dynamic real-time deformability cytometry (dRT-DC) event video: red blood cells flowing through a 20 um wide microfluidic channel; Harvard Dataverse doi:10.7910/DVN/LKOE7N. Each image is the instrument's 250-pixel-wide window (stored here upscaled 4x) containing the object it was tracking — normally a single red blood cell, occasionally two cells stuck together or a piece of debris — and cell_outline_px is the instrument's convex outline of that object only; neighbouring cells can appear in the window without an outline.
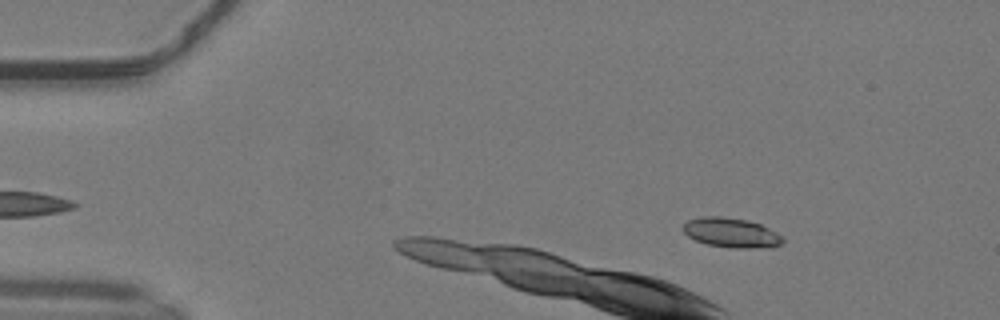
{"species": "common noctule bat (a hibernating species)", "species_latin": "Nyctalus noctula", "temperature_condition": "warm", "stored_images_in_passage": 7, "camera_frame_rate_fps": 3000, "um_per_image_px": 0.085, "animal": {"sex": "male", "body_mass_g": 19.2, "forearm_length_mm": 51.8}, "frame": {"image": 1, "passage_image": 3, "time_ms": 0.667, "image_size_px": [1000, 320], "cell_outline_px": [[784, 240], [780, 244], [772, 248], [732, 248], [708, 244], [696, 240], [688, 236], [684, 232], [684, 224], [688, 220], [700, 216], [720, 216], [748, 220], [760, 224], [776, 232]], "centroid_in_image_um": [62.17, 19.78], "position_along_channel_um": 22.8, "area_um2": 17.17}}